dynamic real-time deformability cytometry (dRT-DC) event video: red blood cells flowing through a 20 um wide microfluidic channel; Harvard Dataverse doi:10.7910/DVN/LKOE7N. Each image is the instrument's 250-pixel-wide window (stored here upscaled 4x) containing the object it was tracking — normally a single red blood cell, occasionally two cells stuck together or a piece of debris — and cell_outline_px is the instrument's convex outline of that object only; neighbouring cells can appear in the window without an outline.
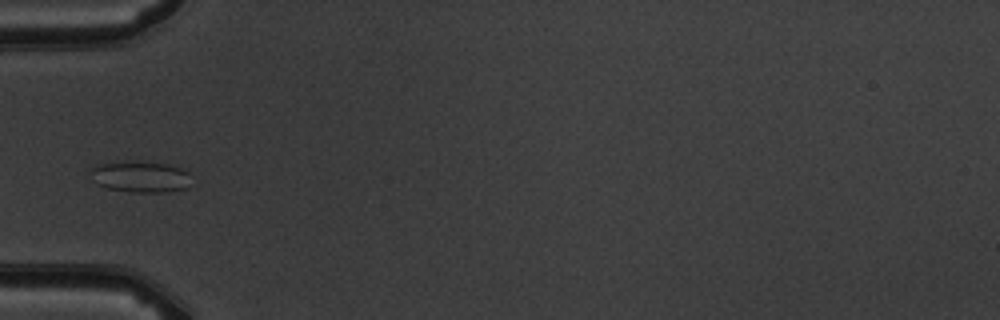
{"species": "common noctule bat (a hibernating species)", "species_latin": "Nyctalus noctula", "temperature_condition": "warm", "stored_images_in_passage": 6, "camera_frame_rate_fps": 3000, "um_per_image_px": 0.085, "animal": {"sex": "male", "body_mass_g": 19.5, "forearm_length_mm": 54.6}, "frame": {"image": 1, "passage_image": 5, "time_ms": 5.0, "image_size_px": [1000, 320], "cell_outline_px": [[188, 188], [168, 192], [132, 192], [108, 188], [96, 184], [92, 180], [92, 168], [100, 164], [124, 160], [132, 160], [168, 164], [180, 168], [188, 172]], "centroid_in_image_um": [11.92, 15.01], "position_along_channel_um": 73.1, "area_um2": 18.44}}
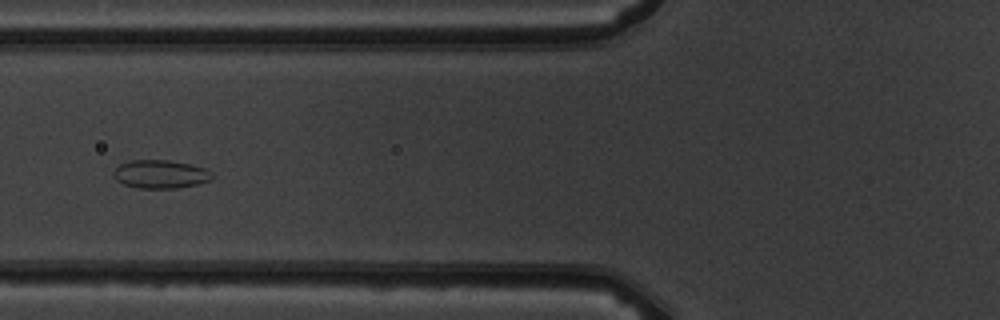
{"frame": {"image": 2, "passage_image": 6, "time_ms": 6.0, "image_size_px": [1000, 320], "cell_outline_px": [[212, 180], [196, 184], [176, 188], [140, 188], [124, 184], [116, 180], [112, 172], [120, 164], [132, 160], [168, 160], [188, 164], [204, 168], [212, 172]], "centroid_in_image_um": [13.63, 14.8], "position_along_channel_um": 112.2, "area_um2": 16.13}}